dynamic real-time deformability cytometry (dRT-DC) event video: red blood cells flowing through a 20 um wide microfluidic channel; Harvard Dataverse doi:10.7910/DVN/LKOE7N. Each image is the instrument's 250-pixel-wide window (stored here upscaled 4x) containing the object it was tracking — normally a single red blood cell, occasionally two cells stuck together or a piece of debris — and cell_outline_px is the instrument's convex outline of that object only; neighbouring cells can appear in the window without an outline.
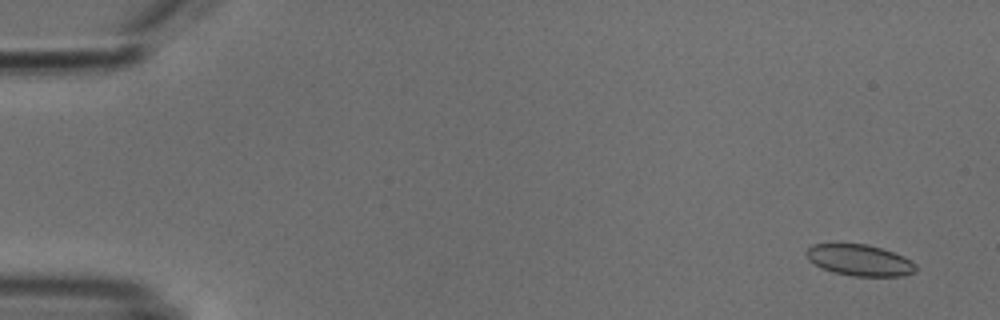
{"species": "common noctule bat (a hibernating species)", "species_latin": "Nyctalus noctula", "temperature_condition": "cold", "stored_images_in_passage": 4, "camera_frame_rate_fps": 3000, "um_per_image_px": 0.085, "animal": {"sex": "male", "body_mass_g": 18.8}, "frame": {"image": 1, "passage_image": 1, "time_ms": 0.0, "image_size_px": [1000, 320], "cell_outline_px": [[916, 272], [900, 276], [852, 276], [832, 272], [820, 268], [808, 260], [804, 252], [812, 244], [868, 244], [904, 256], [916, 264]], "centroid_in_image_um": [73.04, 22.12], "position_along_channel_um": 12.0, "area_um2": 20.06}}
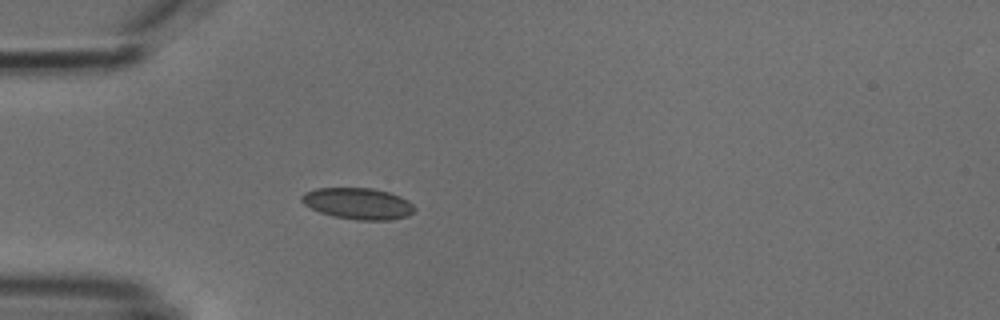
{"frame": {"image": 2, "passage_image": 4, "time_ms": 4.333, "image_size_px": [1000, 320], "cell_outline_px": [[416, 208], [408, 216], [388, 220], [356, 220], [332, 216], [320, 212], [304, 204], [300, 200], [300, 196], [304, 192], [316, 188], [372, 188], [388, 192], [400, 196], [408, 200]], "centroid_in_image_um": [30.41, 17.3], "position_along_channel_um": 54.6, "area_um2": 20.69}}